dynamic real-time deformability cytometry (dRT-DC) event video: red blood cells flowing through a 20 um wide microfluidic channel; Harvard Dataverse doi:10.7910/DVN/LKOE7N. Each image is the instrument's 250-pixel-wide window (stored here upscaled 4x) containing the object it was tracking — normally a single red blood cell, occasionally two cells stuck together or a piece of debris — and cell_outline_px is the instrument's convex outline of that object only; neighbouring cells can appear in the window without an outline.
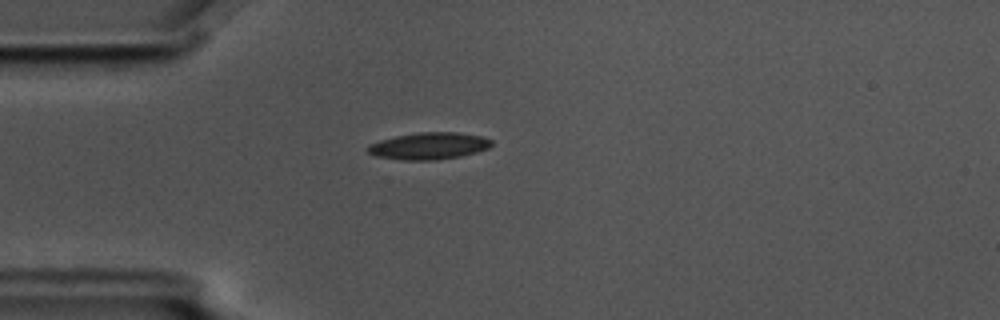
{"species": "common noctule bat (a hibernating species)", "species_latin": "Nyctalus noctula", "temperature_condition": "cold", "stored_images_in_passage": 3, "camera_frame_rate_fps": 3000, "um_per_image_px": 0.085, "animal": {"sex": "male", "body_mass_g": 17.5, "forearm_length_mm": 52.3}, "frame": {"image": 1, "passage_image": 2, "time_ms": 0.333, "image_size_px": [1000, 320], "cell_outline_px": [[492, 144], [488, 148], [476, 152], [460, 156], [436, 160], [404, 160], [376, 156], [368, 152], [368, 144], [380, 140], [396, 136], [420, 132], [456, 132], [480, 136], [492, 140]], "centroid_in_image_um": [36.45, 12.4], "position_along_channel_um": 48.5, "area_um2": 19.25}}